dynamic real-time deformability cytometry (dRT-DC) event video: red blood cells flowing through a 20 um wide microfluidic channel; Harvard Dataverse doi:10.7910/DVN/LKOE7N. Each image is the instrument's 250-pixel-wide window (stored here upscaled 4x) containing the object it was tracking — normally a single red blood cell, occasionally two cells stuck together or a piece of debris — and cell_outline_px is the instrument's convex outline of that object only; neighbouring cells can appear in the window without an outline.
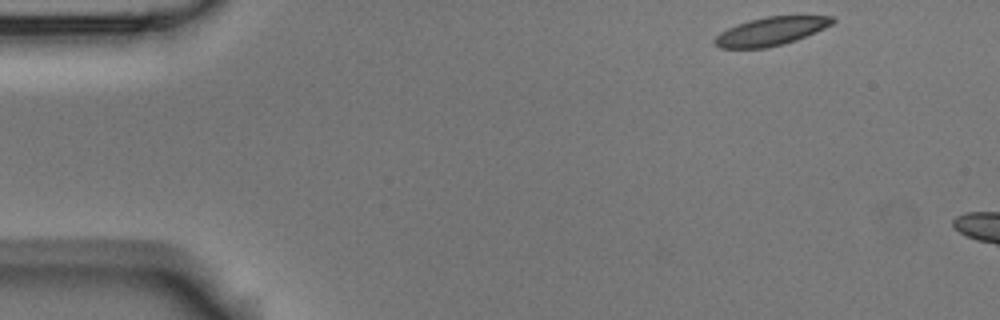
{"species": "Egyptian fruit bat (a non-hibernating species)", "species_latin": "Rousettus aegyptiacus", "temperature_condition": "room temperature", "stored_images_in_passage": 4, "camera_frame_rate_fps": 3000, "um_per_image_px": 0.085, "animal": {"sex": "male"}, "frame": {"image": 1, "passage_image": 1, "time_ms": 0.0, "image_size_px": [1000, 320], "cell_outline_px": [[836, 20], [832, 24], [824, 28], [796, 40], [784, 44], [768, 48], [720, 48], [712, 40], [720, 32], [736, 24], [748, 20], [768, 16], [832, 16]], "centroid_in_image_um": [65.5, 2.66], "position_along_channel_um": 19.5, "area_um2": 19.42}}